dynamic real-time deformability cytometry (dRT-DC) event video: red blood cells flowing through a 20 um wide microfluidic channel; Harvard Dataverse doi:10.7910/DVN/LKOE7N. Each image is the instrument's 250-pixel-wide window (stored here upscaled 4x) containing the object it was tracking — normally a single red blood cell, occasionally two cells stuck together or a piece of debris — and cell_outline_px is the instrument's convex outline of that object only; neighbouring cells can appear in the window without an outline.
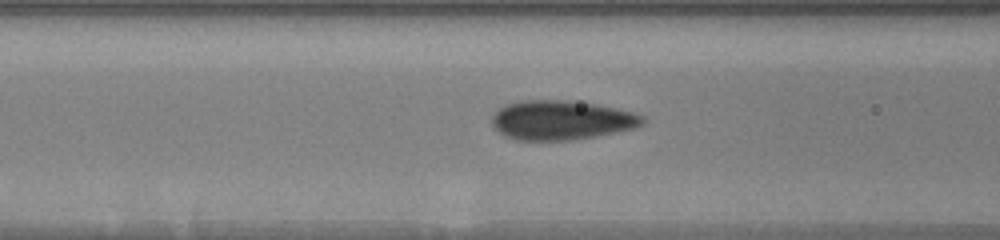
{"species": "human", "species_latin": "Homo sapiens", "temperature_condition": "warm", "stored_images_in_passage": 41, "camera_frame_rate_fps": 3000, "um_per_image_px": 0.085, "donor": {"sex": "male"}, "frame": {"image": 1, "passage_image": 18, "time_ms": 5.667, "image_size_px": [1000, 240], "cell_outline_px": [[636, 120], [632, 124], [620, 128], [572, 136], [516, 136], [500, 128], [496, 124], [496, 116], [504, 108], [516, 104], [576, 104], [604, 108], [620, 112], [632, 116]], "centroid_in_image_um": [47.56, 10.18], "position_along_channel_um": 119.0, "area_um2": 25.95}}
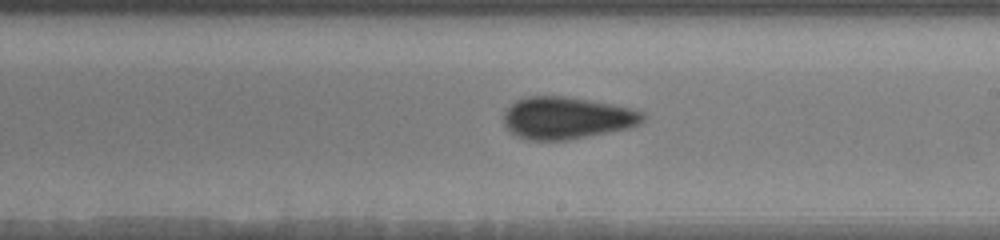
{"frame": {"image": 2, "passage_image": 28, "time_ms": 9.0, "image_size_px": [1000, 240], "cell_outline_px": [[636, 120], [628, 124], [612, 128], [564, 136], [528, 136], [520, 132], [508, 120], [508, 112], [516, 104], [524, 100], [572, 100], [616, 108], [632, 112], [636, 116]], "centroid_in_image_um": [48.05, 9.99], "position_along_channel_um": 240.9, "area_um2": 25.55}}
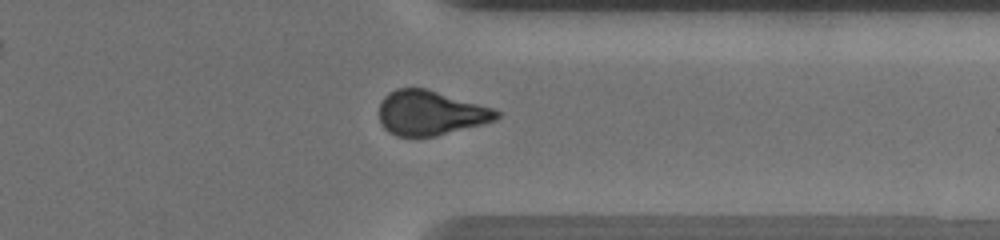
{"frame": {"image": 3, "passage_image": 39, "time_ms": 12.667, "image_size_px": [1000, 240], "cell_outline_px": [[496, 116], [488, 120], [476, 124], [428, 136], [404, 136], [392, 132], [380, 120], [380, 104], [392, 92], [400, 88], [420, 88], [488, 108], [496, 112]], "centroid_in_image_um": [36.45, 9.59], "position_along_channel_um": 375.0, "area_um2": 27.69}}